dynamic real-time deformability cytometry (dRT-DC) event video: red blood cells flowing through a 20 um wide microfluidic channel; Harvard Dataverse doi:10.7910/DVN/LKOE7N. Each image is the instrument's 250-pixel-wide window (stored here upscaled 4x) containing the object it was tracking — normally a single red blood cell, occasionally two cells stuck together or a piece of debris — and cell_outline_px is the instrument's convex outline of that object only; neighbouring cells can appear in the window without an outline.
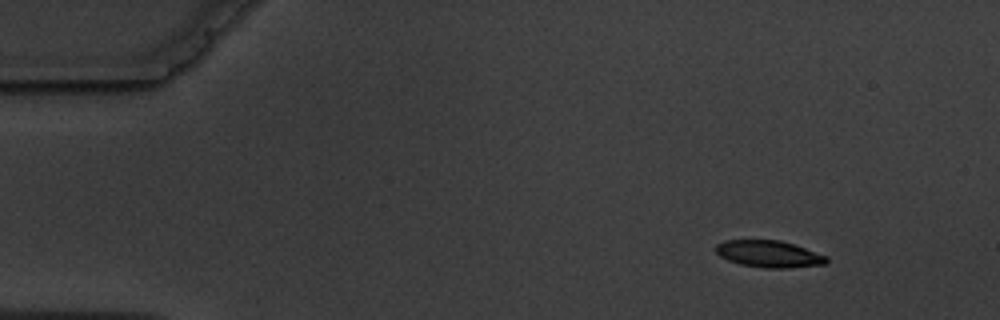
{"species": "common noctule bat (a hibernating species)", "species_latin": "Nyctalus noctula", "temperature_condition": "warm", "stored_images_in_passage": 2, "camera_frame_rate_fps": 3000, "um_per_image_px": 0.085, "animal": {"sex": "male", "body_mass_g": 19.5, "forearm_length_mm": 54.6}, "frame": {"image": 1, "passage_image": 1, "time_ms": 0.0, "image_size_px": [1000, 320], "cell_outline_px": [[828, 260], [824, 264], [788, 268], [764, 268], [740, 264], [728, 260], [720, 256], [716, 252], [716, 244], [724, 240], [780, 240], [828, 256]], "centroid_in_image_um": [65.34, 21.59], "position_along_channel_um": 19.7, "area_um2": 17.22}}